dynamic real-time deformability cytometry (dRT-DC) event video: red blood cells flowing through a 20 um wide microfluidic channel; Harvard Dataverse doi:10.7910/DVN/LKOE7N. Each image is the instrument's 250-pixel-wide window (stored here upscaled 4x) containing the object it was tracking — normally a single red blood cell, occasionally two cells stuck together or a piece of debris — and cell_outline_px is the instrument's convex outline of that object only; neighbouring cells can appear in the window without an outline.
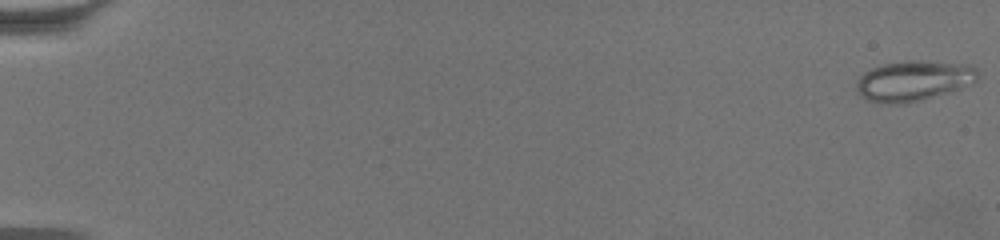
{"species": "common noctule bat (a hibernating species)", "species_latin": "Nyctalus noctula", "temperature_condition": "warm", "stored_images_in_passage": 64, "camera_frame_rate_fps": 3000, "um_per_image_px": 0.085, "animal": {"sex": "female", "body_mass_g": 19.5, "forearm_length_mm": 54.1}, "frame": {"image": 1, "passage_image": 1, "time_ms": 0.0, "image_size_px": [1000, 240], "cell_outline_px": [[976, 80], [972, 84], [948, 92], [916, 100], [868, 100], [860, 96], [856, 92], [856, 84], [860, 76], [864, 72], [872, 68], [884, 64], [908, 60], [916, 60], [948, 64], [972, 68], [976, 72]], "centroid_in_image_um": [77.57, 6.83], "position_along_channel_um": 7.4, "area_um2": 26.65}}
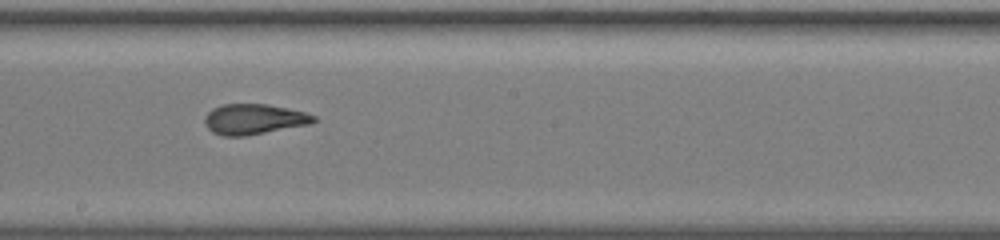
{"frame": {"image": 2, "passage_image": 38, "time_ms": 12.333, "image_size_px": [1000, 240], "cell_outline_px": [[316, 120], [308, 124], [244, 136], [224, 136], [212, 132], [204, 124], [204, 116], [212, 108], [224, 104], [268, 104], [288, 108], [304, 112], [316, 116]], "centroid_in_image_um": [21.53, 10.12], "position_along_channel_um": 226.7, "area_um2": 19.19}}
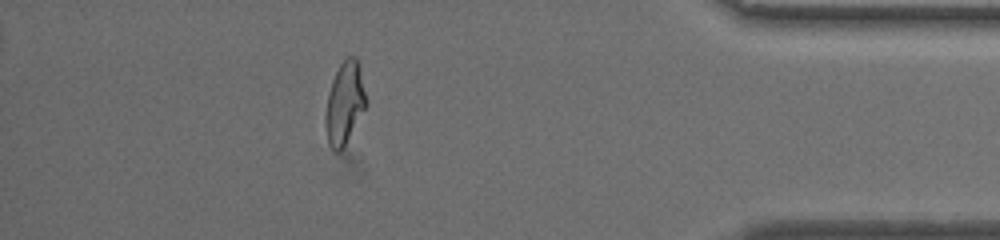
{"frame": {"image": 3, "passage_image": 57, "time_ms": 18.667, "image_size_px": [1000, 240], "cell_outline_px": [[368, 104], [344, 144], [336, 152], [332, 148], [328, 140], [324, 124], [324, 116], [328, 92], [332, 80], [340, 64], [348, 56], [356, 56], [360, 68]], "centroid_in_image_um": [29.29, 8.71], "position_along_channel_um": 405.9, "area_um2": 19.25}, "authors_computed_cell_mechanics": {"area_um2": 19.8543, "velocity_mm_per_s": 3.3945, "shape_relaxation_time_tau1_ms": null, "shape_relaxation_time_tau2_ms": 1.0859, "deformation_change_tau1": null, "deformation_change_tau2": 0.0841}}